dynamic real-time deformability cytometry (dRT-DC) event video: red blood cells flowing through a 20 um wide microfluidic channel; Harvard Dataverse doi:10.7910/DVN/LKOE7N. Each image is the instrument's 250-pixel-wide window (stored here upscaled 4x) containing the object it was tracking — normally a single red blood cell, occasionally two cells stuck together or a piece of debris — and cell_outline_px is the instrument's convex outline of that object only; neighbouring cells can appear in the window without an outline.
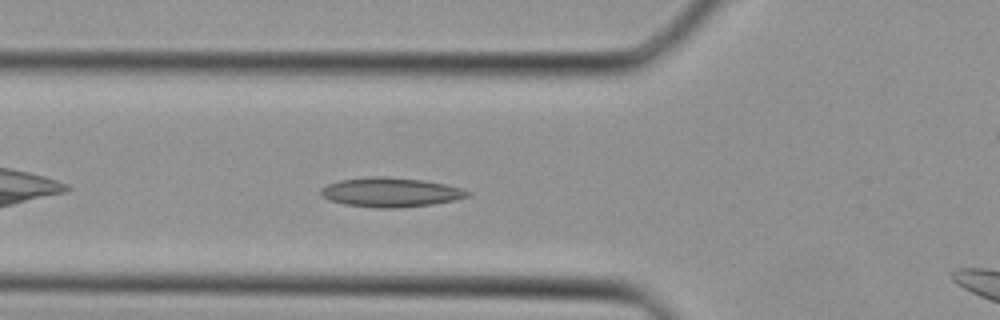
{"species": "Egyptian fruit bat (a non-hibernating species)", "species_latin": "Rousettus aegyptiacus", "temperature_condition": "cold", "stored_images_in_passage": 26, "camera_frame_rate_fps": 3000, "um_per_image_px": 0.085, "animal": {"sex": "female"}, "frame": {"image": 1, "passage_image": 4, "time_ms": 1.0, "image_size_px": [1000, 320], "cell_outline_px": [[472, 192], [468, 196], [456, 200], [432, 204], [392, 208], [376, 208], [344, 204], [328, 200], [320, 192], [328, 184], [340, 180], [368, 176], [384, 176], [424, 180], [444, 184], [460, 188]], "centroid_in_image_um": [33.21, 16.34], "position_along_channel_um": 92.6, "area_um2": 24.97}}
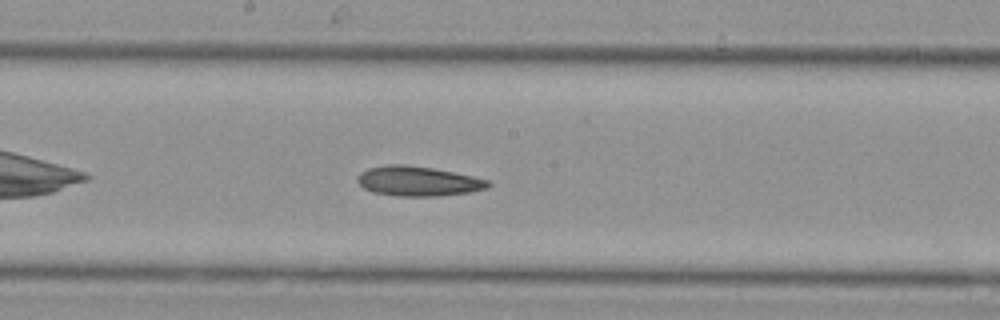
{"frame": {"image": 2, "passage_image": 11, "time_ms": 3.333, "image_size_px": [1000, 320], "cell_outline_px": [[492, 184], [488, 188], [468, 192], [440, 196], [400, 196], [372, 192], [364, 188], [356, 180], [356, 176], [360, 172], [368, 168], [388, 164], [404, 164], [432, 168], [472, 176], [488, 180]], "centroid_in_image_um": [35.51, 15.4], "position_along_channel_um": 212.7, "area_um2": 22.66}}
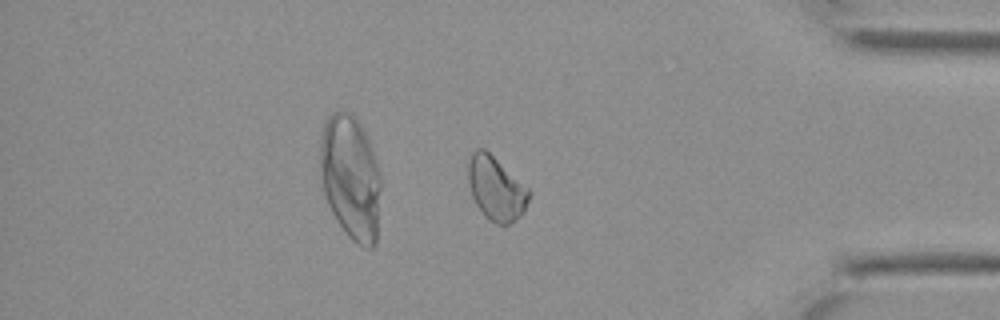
{"frame": {"image": 3, "passage_image": 23, "time_ms": 7.333, "image_size_px": [1000, 320], "cell_outline_px": [[532, 192], [524, 212], [516, 220], [508, 224], [496, 224], [484, 216], [476, 204], [472, 196], [468, 184], [468, 160], [472, 152], [476, 148], [484, 148], [528, 188]], "centroid_in_image_um": [42.16, 16.03], "position_along_channel_um": 393.0, "area_um2": 22.6}}